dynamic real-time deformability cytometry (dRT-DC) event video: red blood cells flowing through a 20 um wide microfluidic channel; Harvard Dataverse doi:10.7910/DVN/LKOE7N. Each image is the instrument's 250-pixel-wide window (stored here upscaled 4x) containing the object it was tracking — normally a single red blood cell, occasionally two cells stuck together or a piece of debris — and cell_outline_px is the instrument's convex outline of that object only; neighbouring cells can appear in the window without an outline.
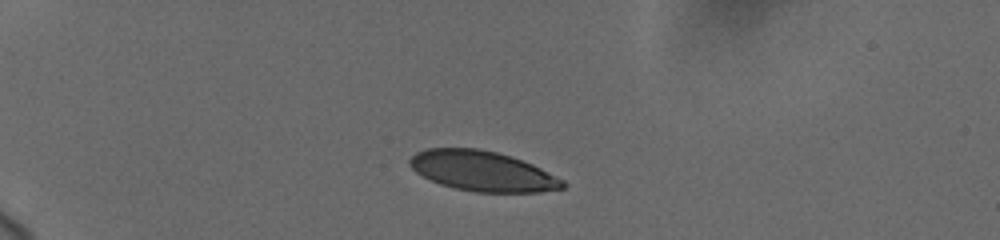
{"species": "human", "species_latin": "Homo sapiens", "temperature_condition": "cold", "stored_images_in_passage": 54, "camera_frame_rate_fps": 3000, "um_per_image_px": 0.085, "donor": {"sex": "female"}, "frame": {"image": 1, "passage_image": 1, "time_ms": 0.0, "image_size_px": [1000, 240], "cell_outline_px": [[568, 184], [564, 188], [540, 192], [476, 192], [456, 188], [440, 184], [416, 172], [408, 164], [408, 160], [416, 152], [428, 148], [476, 148], [496, 152], [512, 156], [532, 164], [564, 180]], "centroid_in_image_um": [41.02, 14.54], "position_along_channel_um": 44.0, "area_um2": 35.66}}
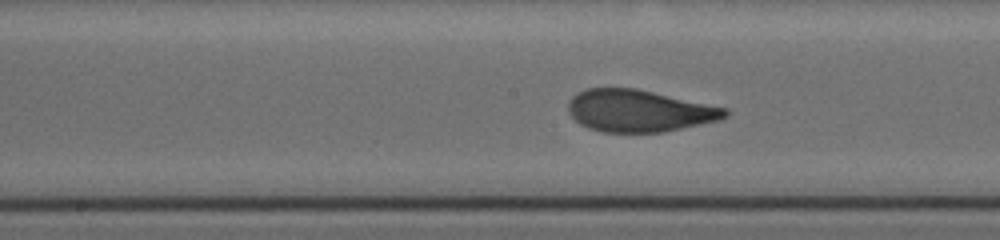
{"frame": {"image": 2, "passage_image": 22, "time_ms": 5.667, "image_size_px": [1000, 240], "cell_outline_px": [[728, 116], [720, 120], [664, 132], [604, 132], [588, 128], [580, 124], [568, 112], [568, 100], [572, 96], [588, 88], [636, 88], [728, 108]], "centroid_in_image_um": [54.33, 9.42], "position_along_channel_um": 193.9, "area_um2": 38.44}}
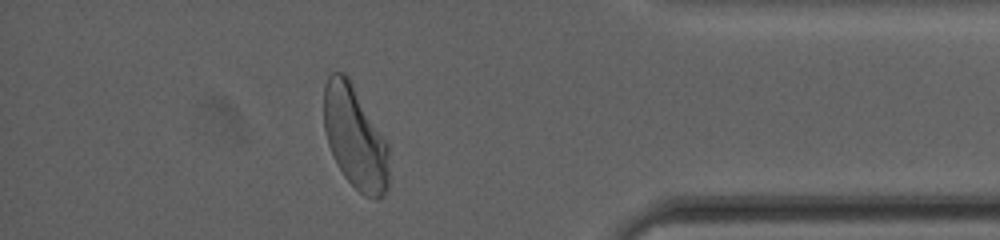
{"frame": {"image": 3, "passage_image": 46, "time_ms": 12.0, "image_size_px": [1000, 240], "cell_outline_px": [[388, 188], [384, 196], [380, 200], [376, 200], [364, 196], [344, 176], [328, 144], [324, 132], [324, 84], [328, 76], [332, 72], [344, 72], [348, 76], [388, 144]], "centroid_in_image_um": [30.18, 11.69], "position_along_channel_um": 405.0, "area_um2": 38.96}, "authors_computed_cell_mechanics": {"area_um2": 38.5526, "velocity_mm_per_s": 3.6738, "shape_relaxation_time_tau1_ms": 2.9843, "shape_relaxation_time_tau2_ms": null, "deformation_change_tau1": 0.1554, "deformation_change_tau2": null}}